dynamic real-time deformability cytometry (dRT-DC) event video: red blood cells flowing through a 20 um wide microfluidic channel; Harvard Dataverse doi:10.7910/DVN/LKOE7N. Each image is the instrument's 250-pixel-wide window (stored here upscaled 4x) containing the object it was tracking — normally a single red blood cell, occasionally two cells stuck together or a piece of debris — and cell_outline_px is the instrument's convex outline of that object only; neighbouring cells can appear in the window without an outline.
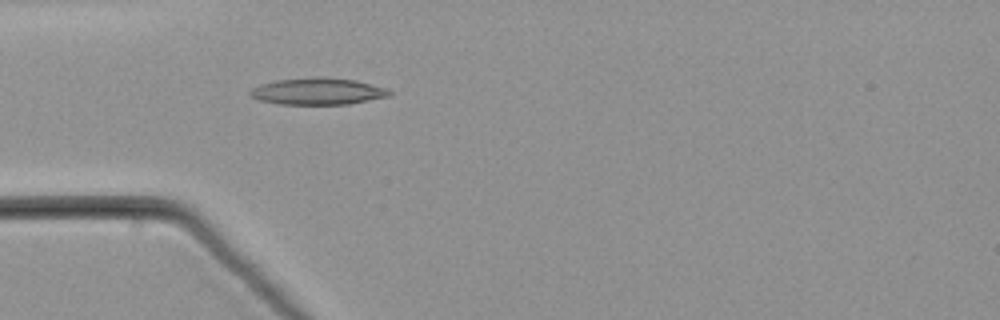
{"species": "common noctule bat (a hibernating species)", "species_latin": "Nyctalus noctula", "temperature_condition": "warm", "stored_images_in_passage": 11, "camera_frame_rate_fps": 3000, "um_per_image_px": 0.085, "animal": {"sex": "male", "body_mass_g": 21.5, "forearm_length_mm": 52.0}, "frame": {"image": 1, "passage_image": 1, "time_ms": 0.0, "image_size_px": [1000, 320], "cell_outline_px": [[392, 92], [388, 96], [348, 104], [280, 104], [260, 100], [252, 96], [248, 92], [252, 88], [260, 84], [276, 80], [356, 80], [384, 88]], "centroid_in_image_um": [26.97, 7.81], "position_along_channel_um": 58.0, "area_um2": 20.35}}
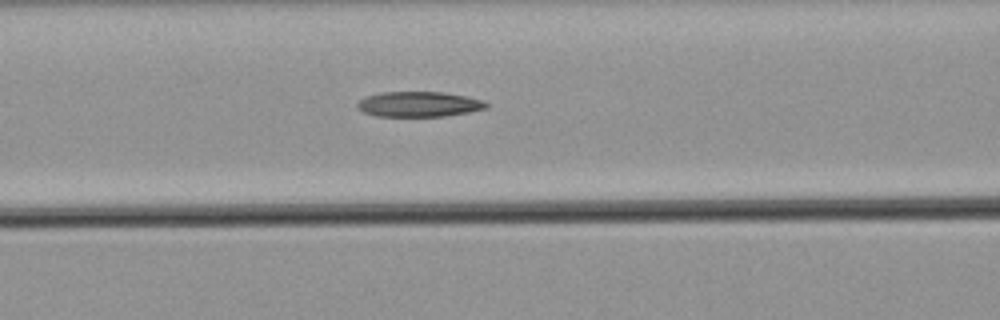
{"frame": {"image": 2, "passage_image": 7, "time_ms": 2.0, "image_size_px": [1000, 320], "cell_outline_px": [[488, 108], [468, 112], [444, 116], [376, 116], [364, 112], [356, 108], [356, 104], [364, 96], [380, 92], [444, 92], [484, 100], [488, 104]], "centroid_in_image_um": [35.58, 8.85], "position_along_channel_um": 131.0, "area_um2": 19.02}}
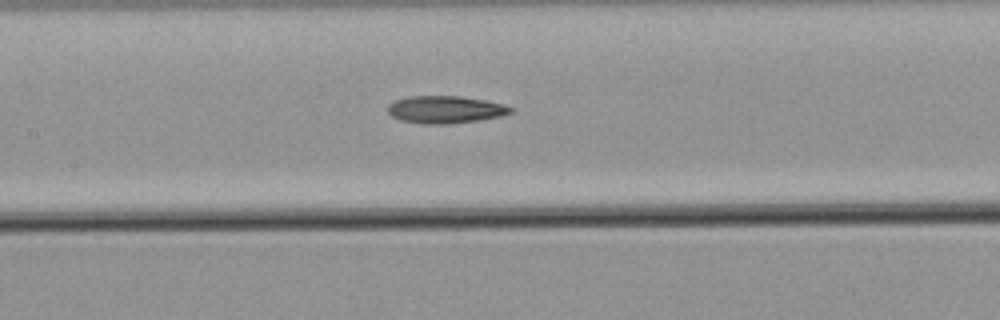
{"frame": {"image": 3, "passage_image": 10, "time_ms": 3.0, "image_size_px": [1000, 320], "cell_outline_px": [[512, 112], [500, 116], [480, 120], [448, 124], [420, 124], [400, 120], [392, 116], [388, 112], [388, 104], [396, 100], [408, 96], [456, 96], [484, 100], [504, 104], [512, 108]], "centroid_in_image_um": [37.82, 9.32], "position_along_channel_um": 169.6, "area_um2": 19.59}}